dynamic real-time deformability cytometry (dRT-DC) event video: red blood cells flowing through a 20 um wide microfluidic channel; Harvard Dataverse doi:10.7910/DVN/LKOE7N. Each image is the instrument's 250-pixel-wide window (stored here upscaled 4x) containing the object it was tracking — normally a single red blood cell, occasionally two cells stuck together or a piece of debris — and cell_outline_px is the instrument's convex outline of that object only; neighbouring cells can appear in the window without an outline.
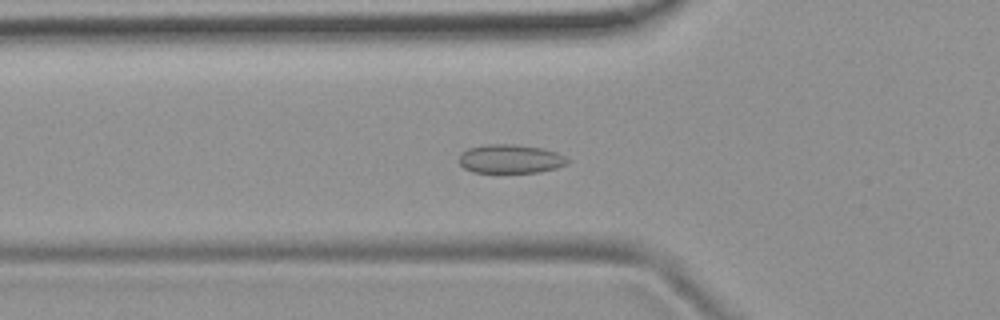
{"species": "common noctule bat (a hibernating species)", "species_latin": "Nyctalus noctula", "temperature_condition": "room temperature", "stored_images_in_passage": 53, "camera_frame_rate_fps": 3000, "um_per_image_px": 0.085, "animal": {"sex": "female", "body_mass_g": 19.9}, "frame": {"image": 1, "passage_image": 18, "time_ms": 5.667, "image_size_px": [1000, 320], "cell_outline_px": [[572, 160], [568, 164], [556, 168], [540, 172], [472, 172], [464, 168], [460, 164], [460, 152], [468, 148], [488, 144], [516, 144], [544, 148], [556, 152]], "centroid_in_image_um": [43.42, 13.5], "position_along_channel_um": 82.4, "area_um2": 18.38}}
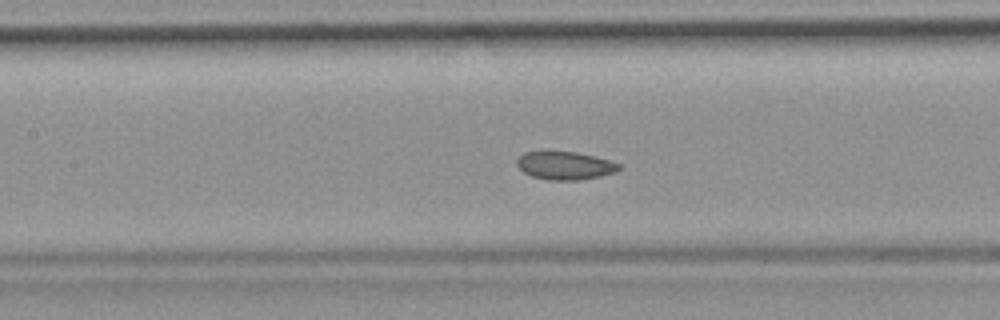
{"frame": {"image": 2, "passage_image": 24, "time_ms": 7.667, "image_size_px": [1000, 320], "cell_outline_px": [[620, 168], [616, 172], [600, 176], [580, 180], [548, 180], [532, 176], [524, 172], [516, 164], [516, 160], [524, 152], [544, 148], [548, 148], [576, 152], [596, 156], [612, 160], [620, 164]], "centroid_in_image_um": [47.99, 14.02], "position_along_channel_um": 159.4, "area_um2": 17.51}}
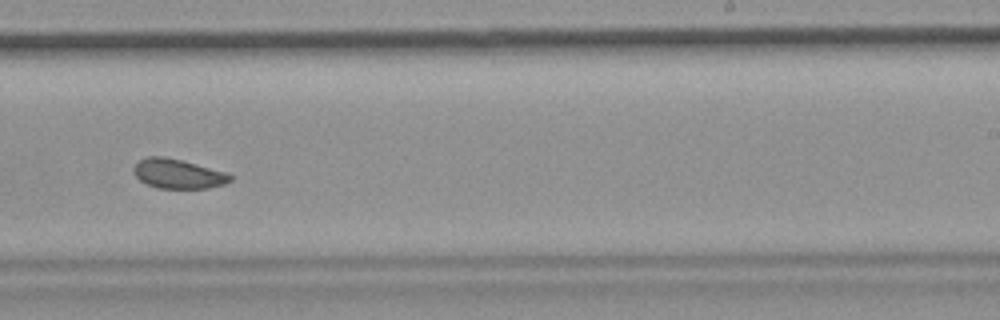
{"frame": {"image": 3, "passage_image": 33, "time_ms": 10.667, "image_size_px": [1000, 320], "cell_outline_px": [[232, 180], [224, 184], [208, 188], [156, 188], [140, 180], [136, 176], [132, 168], [140, 160], [148, 156], [164, 156], [196, 164], [224, 172], [232, 176]], "centroid_in_image_um": [15.11, 14.77], "position_along_channel_um": 273.9, "area_um2": 16.36}, "authors_computed_cell_mechanics": {"area_um2": 17.6868, "velocity_mm_per_s": 3.8315, "shape_relaxation_time_tau1_ms": 7.6046, "shape_relaxation_time_tau2_ms": null, "deformation_change_tau1": 0.0667, "deformation_change_tau2": null}}